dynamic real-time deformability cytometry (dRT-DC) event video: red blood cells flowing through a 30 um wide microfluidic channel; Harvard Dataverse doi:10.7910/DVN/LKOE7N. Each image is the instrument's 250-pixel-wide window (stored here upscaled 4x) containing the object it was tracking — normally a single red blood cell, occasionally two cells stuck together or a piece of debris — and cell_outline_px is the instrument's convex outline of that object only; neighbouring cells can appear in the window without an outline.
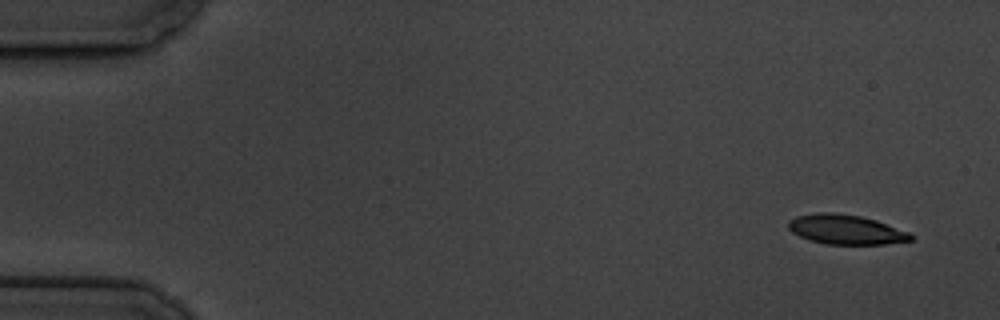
{"species": "common noctule bat (a hibernating species)", "species_latin": "Nyctalus noctula", "temperature_condition": "cold", "stored_images_in_passage": 5, "camera_frame_rate_fps": 3000, "um_per_image_px": 0.085, "animal": {"sex": "male", "body_mass_g": 19.5, "forearm_length_mm": 54.6}, "frame": {"image": 1, "passage_image": 1, "time_ms": 0.0, "image_size_px": [1000, 320], "cell_outline_px": [[912, 240], [884, 244], [824, 244], [808, 240], [792, 232], [788, 228], [788, 220], [796, 216], [820, 212], [832, 212], [860, 216], [876, 220], [908, 232], [912, 236]], "centroid_in_image_um": [71.85, 19.51], "position_along_channel_um": 13.2, "area_um2": 21.04}}
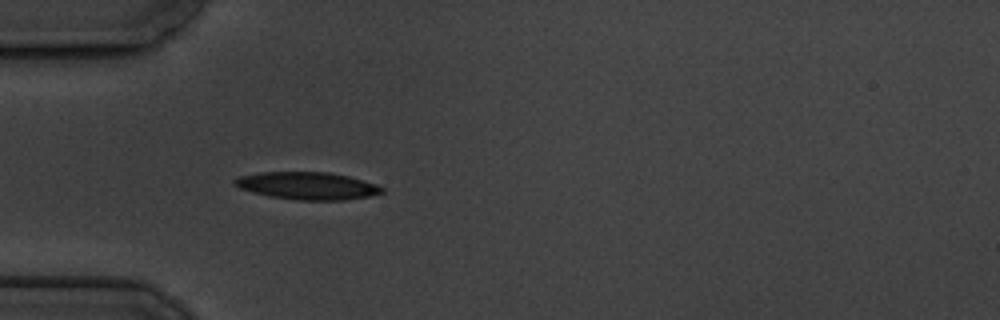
{"frame": {"image": 2, "passage_image": 5, "time_ms": 4.667, "image_size_px": [1000, 320], "cell_outline_px": [[384, 192], [368, 196], [344, 200], [296, 200], [268, 196], [240, 188], [232, 184], [232, 180], [240, 176], [260, 172], [328, 172], [348, 176], [376, 184], [384, 188]], "centroid_in_image_um": [26.11, 15.79], "position_along_channel_um": 58.9, "area_um2": 23.52}}